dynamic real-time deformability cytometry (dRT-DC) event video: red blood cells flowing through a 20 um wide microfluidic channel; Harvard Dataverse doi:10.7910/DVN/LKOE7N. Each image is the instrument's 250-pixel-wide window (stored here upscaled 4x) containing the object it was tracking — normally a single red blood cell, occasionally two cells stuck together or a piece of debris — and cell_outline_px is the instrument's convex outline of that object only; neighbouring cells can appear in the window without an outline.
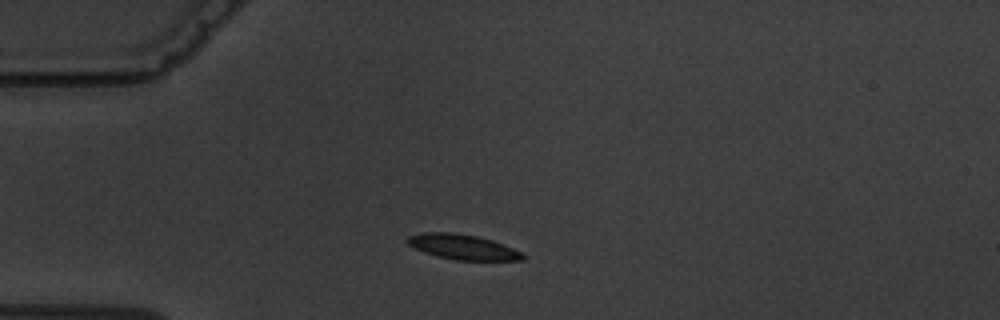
{"species": "common noctule bat (a hibernating species)", "species_latin": "Nyctalus noctula", "temperature_condition": "warm", "stored_images_in_passage": 8, "camera_frame_rate_fps": 3000, "um_per_image_px": 0.085, "animal": {"sex": "male", "body_mass_g": 19.5, "forearm_length_mm": 54.6}, "frame": {"image": 1, "passage_image": 1, "time_ms": 0.0, "image_size_px": [1000, 320], "cell_outline_px": [[524, 260], [456, 260], [436, 256], [424, 252], [408, 244], [404, 240], [408, 236], [424, 232], [452, 232], [476, 236], [492, 240], [504, 244], [520, 252], [524, 256]], "centroid_in_image_um": [39.3, 20.98], "position_along_channel_um": 45.7, "area_um2": 16.76}}
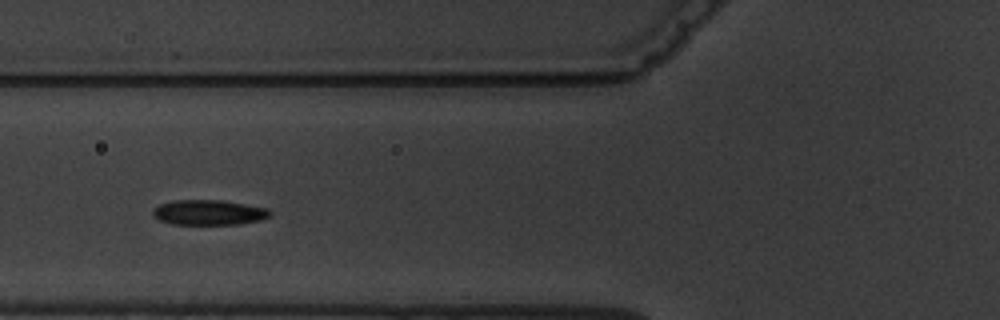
{"frame": {"image": 2, "passage_image": 3, "time_ms": 2.333, "image_size_px": [1000, 320], "cell_outline_px": [[272, 216], [260, 220], [240, 224], [172, 224], [160, 220], [152, 212], [160, 204], [172, 200], [220, 200], [268, 208], [272, 212]], "centroid_in_image_um": [17.8, 18.06], "position_along_channel_um": 108.0, "area_um2": 17.05}}
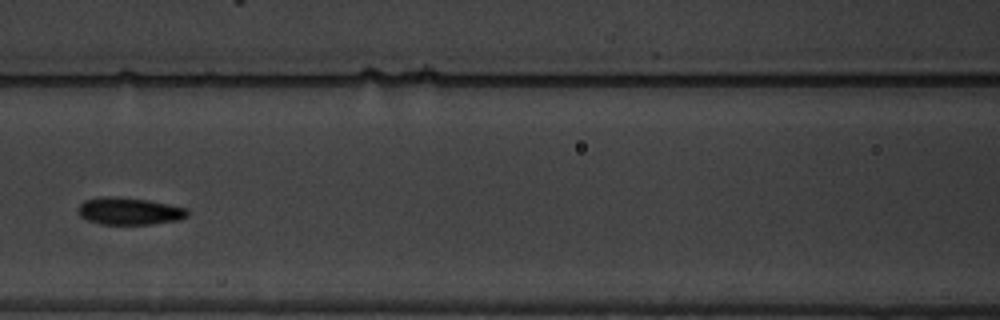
{"frame": {"image": 3, "passage_image": 4, "time_ms": 3.667, "image_size_px": [1000, 320], "cell_outline_px": [[188, 216], [180, 220], [152, 224], [100, 224], [88, 220], [80, 216], [76, 212], [80, 204], [84, 200], [100, 196], [116, 196], [148, 200], [188, 208]], "centroid_in_image_um": [10.98, 17.94], "position_along_channel_um": 155.6, "area_um2": 17.57}}